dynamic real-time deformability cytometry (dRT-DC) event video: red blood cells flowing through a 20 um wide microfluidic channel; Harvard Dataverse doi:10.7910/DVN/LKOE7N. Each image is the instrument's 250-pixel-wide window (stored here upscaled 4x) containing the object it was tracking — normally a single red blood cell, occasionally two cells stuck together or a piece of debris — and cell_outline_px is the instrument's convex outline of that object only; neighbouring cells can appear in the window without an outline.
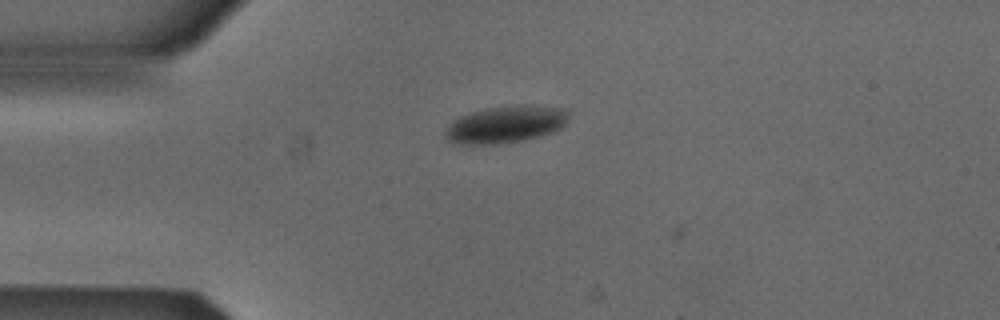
{"species": "Egyptian fruit bat (a non-hibernating species)", "species_latin": "Rousettus aegyptiacus", "temperature_condition": "cold", "stored_images_in_passage": 4, "camera_frame_rate_fps": 3000, "um_per_image_px": 0.085, "animal": {"sex": "male"}, "frame": {"image": 1, "passage_image": 3, "time_ms": 0.667, "image_size_px": [1000, 320], "cell_outline_px": [[568, 120], [560, 128], [552, 132], [540, 136], [520, 140], [492, 144], [460, 144], [448, 140], [444, 136], [444, 132], [448, 124], [452, 120], [460, 116], [472, 112], [488, 108], [516, 104], [524, 104], [564, 108], [568, 112]], "centroid_in_image_um": [42.96, 10.55], "position_along_channel_um": 42.0, "area_um2": 26.65}}